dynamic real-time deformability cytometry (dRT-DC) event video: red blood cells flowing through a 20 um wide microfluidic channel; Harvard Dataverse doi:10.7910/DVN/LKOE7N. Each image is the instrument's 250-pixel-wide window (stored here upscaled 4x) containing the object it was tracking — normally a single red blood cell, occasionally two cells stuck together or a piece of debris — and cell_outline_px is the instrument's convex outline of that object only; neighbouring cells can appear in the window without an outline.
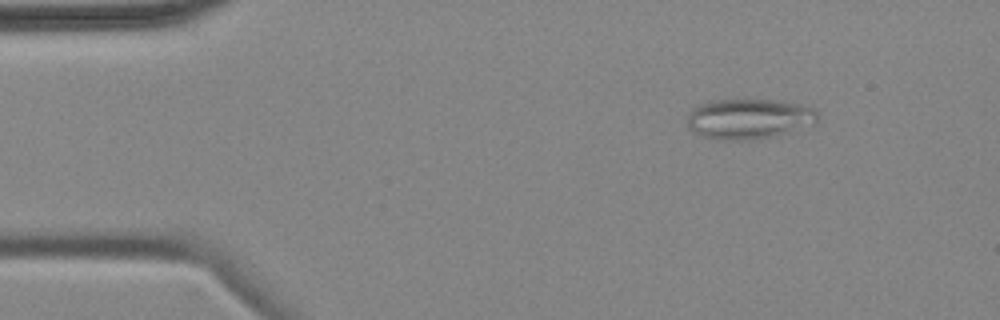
{"species": "common noctule bat (a hibernating species)", "species_latin": "Nyctalus noctula", "temperature_condition": "cold", "stored_images_in_passage": 5, "camera_frame_rate_fps": 3000, "um_per_image_px": 0.085, "animal": {"sex": "female", "body_mass_g": 18.4}, "frame": {"image": 1, "passage_image": 2, "time_ms": 1.0, "image_size_px": [1000, 320], "cell_outline_px": [[816, 124], [792, 132], [776, 136], [744, 140], [720, 140], [704, 136], [688, 128], [688, 116], [700, 104], [708, 100], [780, 100], [800, 104], [816, 108]], "centroid_in_image_um": [63.72, 10.1], "position_along_channel_um": 21.3, "area_um2": 30.63}}